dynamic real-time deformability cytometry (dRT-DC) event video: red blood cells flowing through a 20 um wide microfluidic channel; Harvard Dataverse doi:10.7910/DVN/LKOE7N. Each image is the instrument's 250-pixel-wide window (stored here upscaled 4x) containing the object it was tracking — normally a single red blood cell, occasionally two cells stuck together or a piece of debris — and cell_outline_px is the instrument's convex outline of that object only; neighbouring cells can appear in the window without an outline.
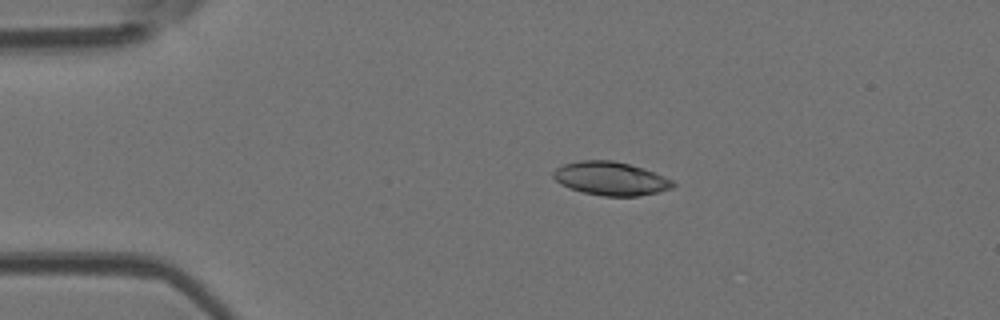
{"species": "Egyptian fruit bat (a non-hibernating species)", "species_latin": "Rousettus aegyptiacus", "temperature_condition": "room temperature", "stored_images_in_passage": 4, "camera_frame_rate_fps": 3000, "um_per_image_px": 0.085, "animal": {"sex": "female"}, "frame": {"image": 1, "passage_image": 3, "time_ms": 0.667, "image_size_px": [1000, 320], "cell_outline_px": [[676, 184], [672, 188], [660, 192], [636, 196], [604, 196], [584, 192], [560, 184], [552, 176], [552, 172], [556, 168], [564, 164], [580, 160], [612, 160], [644, 168], [664, 176], [672, 180]], "centroid_in_image_um": [51.92, 15.17], "position_along_channel_um": 33.1, "area_um2": 23.29}}